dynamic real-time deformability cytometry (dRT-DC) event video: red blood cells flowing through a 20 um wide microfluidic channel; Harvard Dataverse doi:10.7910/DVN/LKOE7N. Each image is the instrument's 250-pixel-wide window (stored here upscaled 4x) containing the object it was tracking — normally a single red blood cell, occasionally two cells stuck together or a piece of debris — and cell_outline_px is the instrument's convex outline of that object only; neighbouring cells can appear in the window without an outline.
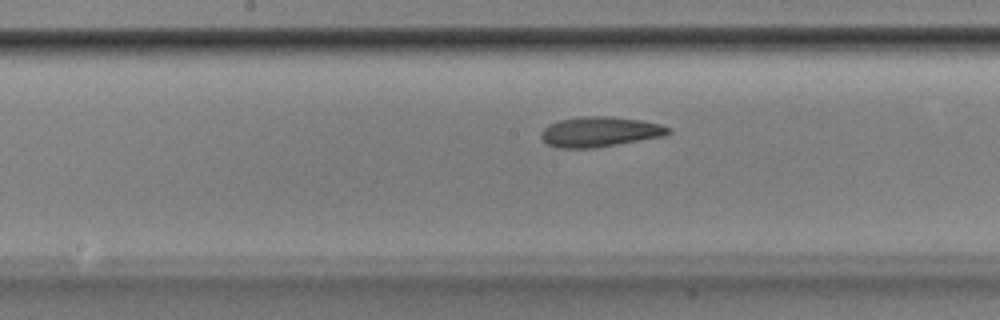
{"species": "Egyptian fruit bat (a non-hibernating species)", "species_latin": "Rousettus aegyptiacus", "temperature_condition": "room temperature", "stored_images_in_passage": 51, "camera_frame_rate_fps": 3000, "um_per_image_px": 0.085, "animal": {"sex": "male"}, "frame": {"image": 1, "passage_image": 25, "time_ms": 8.0, "image_size_px": [1000, 320], "cell_outline_px": [[672, 132], [664, 136], [592, 148], [556, 148], [548, 144], [540, 136], [540, 132], [548, 124], [560, 120], [584, 116], [612, 116], [640, 120], [660, 124], [672, 128]], "centroid_in_image_um": [50.98, 11.19], "position_along_channel_um": 197.2, "area_um2": 22.31}}
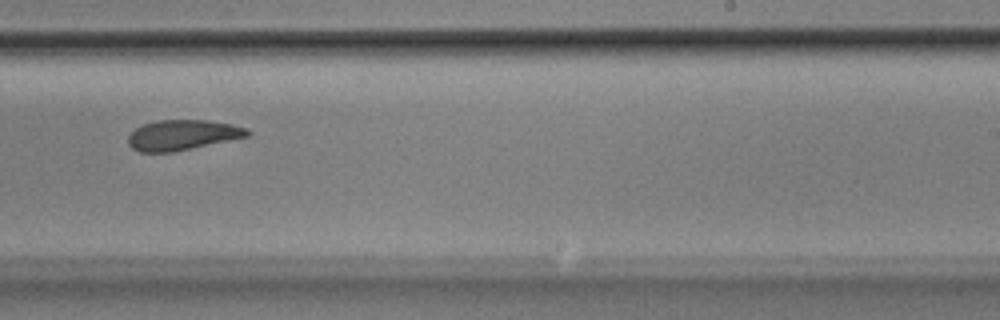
{"frame": {"image": 2, "passage_image": 31, "time_ms": 10.0, "image_size_px": [1000, 320], "cell_outline_px": [[252, 132], [248, 136], [172, 152], [140, 152], [132, 148], [128, 144], [128, 136], [136, 128], [144, 124], [156, 120], [208, 120], [232, 124], [248, 128]], "centroid_in_image_um": [15.51, 11.46], "position_along_channel_um": 273.5, "area_um2": 20.92}}
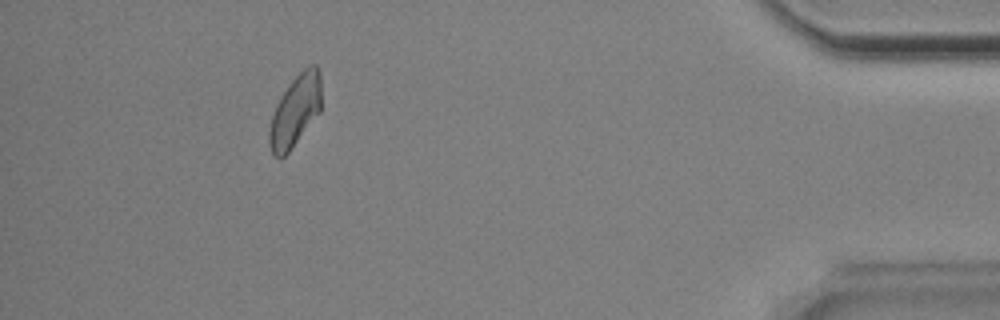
{"frame": {"image": 3, "passage_image": 46, "time_ms": 15.0, "image_size_px": [1000, 320], "cell_outline_px": [[320, 112], [288, 152], [280, 160], [272, 152], [268, 144], [268, 132], [272, 116], [276, 104], [280, 96], [288, 84], [308, 64], [316, 64], [320, 68]], "centroid_in_image_um": [25.08, 9.4], "position_along_channel_um": 410.1, "area_um2": 21.68}, "authors_computed_cell_mechanics": {"area_um2": 22.3108, "velocity_mm_per_s": 3.838, "shape_relaxation_time_tau1_ms": 7.7685, "shape_relaxation_time_tau2_ms": 3.6648, "deformation_change_tau1": 0.1583, "deformation_change_tau2": 0.0959}}